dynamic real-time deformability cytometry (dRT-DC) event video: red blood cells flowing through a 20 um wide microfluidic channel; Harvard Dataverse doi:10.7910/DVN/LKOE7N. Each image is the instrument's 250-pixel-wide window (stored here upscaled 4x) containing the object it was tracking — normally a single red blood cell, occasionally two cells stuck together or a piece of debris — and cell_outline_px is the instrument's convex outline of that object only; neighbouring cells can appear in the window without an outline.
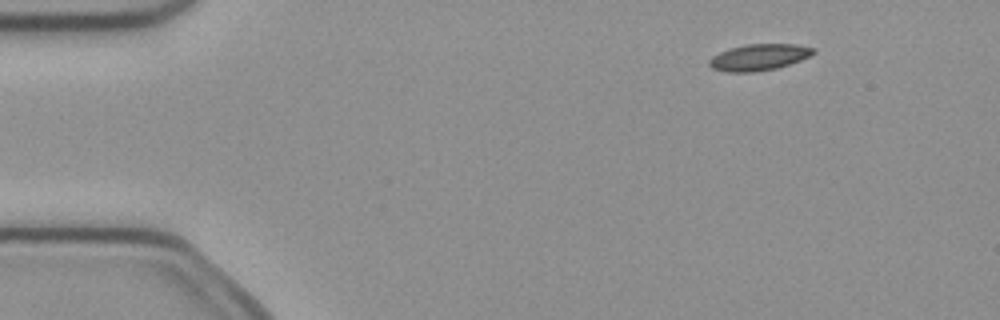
{"species": "common noctule bat (a hibernating species)", "species_latin": "Nyctalus noctula", "temperature_condition": "cold", "stored_images_in_passage": 4, "camera_frame_rate_fps": 3000, "um_per_image_px": 0.085, "animal": {"sex": "female", "body_mass_g": 21.9}, "frame": {"image": 1, "passage_image": 2, "time_ms": 0.333, "image_size_px": [1000, 320], "cell_outline_px": [[816, 52], [812, 56], [776, 68], [756, 72], [728, 72], [712, 68], [708, 64], [708, 60], [712, 56], [728, 48], [748, 44], [796, 44], [816, 48]], "centroid_in_image_um": [64.52, 4.86], "position_along_channel_um": 20.5, "area_um2": 16.13}}